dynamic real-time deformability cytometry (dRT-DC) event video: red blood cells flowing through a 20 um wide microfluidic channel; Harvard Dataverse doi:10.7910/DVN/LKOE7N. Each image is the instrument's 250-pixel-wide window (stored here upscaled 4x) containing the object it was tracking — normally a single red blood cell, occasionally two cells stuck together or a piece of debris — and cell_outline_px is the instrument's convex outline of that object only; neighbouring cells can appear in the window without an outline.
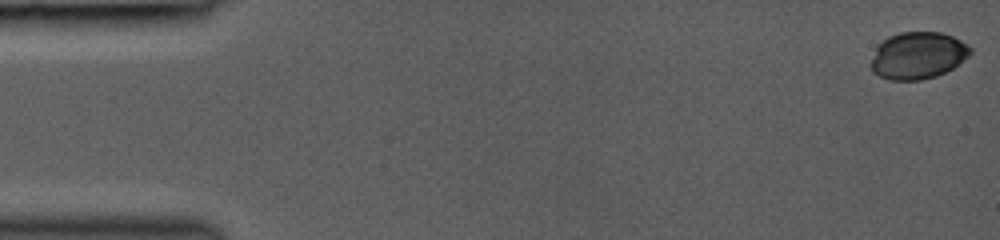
{"species": "common noctule bat (a hibernating species)", "species_latin": "Nyctalus noctula", "temperature_condition": "room temperature", "stored_images_in_passage": 45, "camera_frame_rate_fps": 3000, "um_per_image_px": 0.085, "animal": {"sex": "female", "body_mass_g": 19.0, "forearm_length_mm": 53.3}, "frame": {"image": 1, "passage_image": 1, "time_ms": 0.0, "image_size_px": [1000, 240], "cell_outline_px": [[972, 52], [968, 56], [952, 68], [936, 76], [920, 80], [888, 80], [872, 72], [868, 64], [876, 48], [888, 36], [900, 32], [940, 32], [952, 36], [968, 44], [972, 48]], "centroid_in_image_um": [77.99, 4.72], "position_along_channel_um": 7.0, "area_um2": 27.34}}
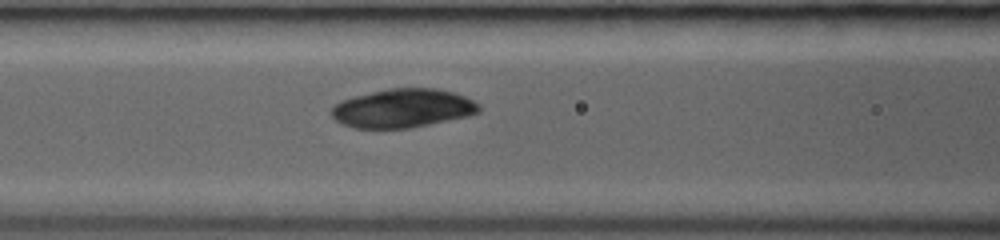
{"frame": {"image": 2, "passage_image": 28, "time_ms": 6.333, "image_size_px": [1000, 240], "cell_outline_px": [[480, 112], [468, 116], [408, 128], [352, 128], [336, 120], [332, 116], [332, 108], [340, 100], [388, 88], [436, 88], [452, 92], [464, 96], [480, 104]], "centroid_in_image_um": [34.25, 9.2], "position_along_channel_um": 132.4, "area_um2": 33.06}}
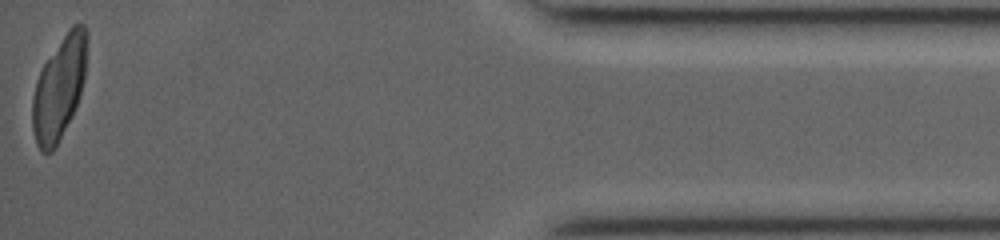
{"frame": {"image": 3, "passage_image": 45, "time_ms": 14.667, "image_size_px": [1000, 240], "cell_outline_px": [[88, 40], [84, 80], [80, 96], [76, 108], [72, 116], [52, 152], [40, 152], [36, 144], [32, 132], [32, 96], [36, 80], [44, 64], [72, 24], [84, 24], [88, 32]], "centroid_in_image_um": [5.03, 7.49], "position_along_channel_um": 430.2, "area_um2": 32.77}}